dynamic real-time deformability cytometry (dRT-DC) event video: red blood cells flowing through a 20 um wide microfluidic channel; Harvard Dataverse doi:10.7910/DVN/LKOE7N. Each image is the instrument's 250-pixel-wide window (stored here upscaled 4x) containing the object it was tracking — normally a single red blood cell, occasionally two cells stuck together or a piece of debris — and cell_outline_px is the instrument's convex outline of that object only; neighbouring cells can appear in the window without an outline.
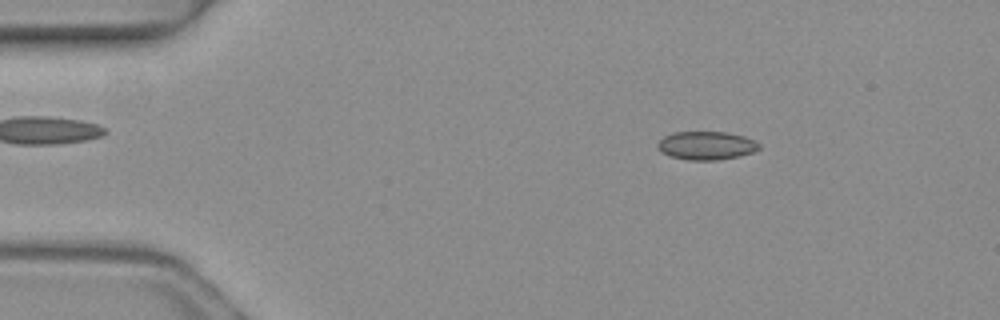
{"species": "common noctule bat (a hibernating species)", "species_latin": "Nyctalus noctula", "temperature_condition": "warm", "stored_images_in_passage": 2, "camera_frame_rate_fps": 3000, "um_per_image_px": 0.085, "animal": {"sex": "female", "body_mass_g": 19.3, "forearm_length_mm": 54.1}, "frame": {"image": 1, "passage_image": 1, "time_ms": 0.0, "image_size_px": [1000, 320], "cell_outline_px": [[760, 148], [752, 152], [736, 156], [716, 160], [688, 160], [672, 156], [660, 152], [656, 144], [664, 136], [672, 132], [724, 132], [744, 136], [760, 144]], "centroid_in_image_um": [60.0, 12.36], "position_along_channel_um": 25.0, "area_um2": 16.59}}